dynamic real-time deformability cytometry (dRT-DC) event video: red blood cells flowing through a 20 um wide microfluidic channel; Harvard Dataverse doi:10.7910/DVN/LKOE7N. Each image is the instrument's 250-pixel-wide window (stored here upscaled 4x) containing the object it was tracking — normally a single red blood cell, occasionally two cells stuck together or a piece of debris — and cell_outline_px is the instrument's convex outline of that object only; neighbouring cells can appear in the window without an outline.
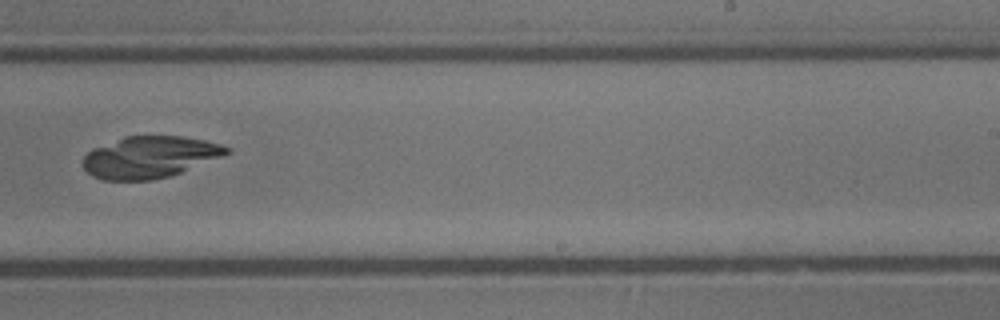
{"species": "common noctule bat (a hibernating species)", "species_latin": "Nyctalus noctula", "temperature_condition": "cold", "stored_images_in_passage": 9, "camera_frame_rate_fps": 3000, "um_per_image_px": 0.085, "animal": {"sex": "male", "body_mass_g": 13.3}, "frame": {"image": 1, "passage_image": 9, "time_ms": 2.667, "image_size_px": [1000, 320], "cell_outline_px": [[232, 152], [180, 172], [168, 176], [152, 180], [104, 180], [92, 176], [84, 168], [84, 156], [92, 148], [124, 136], [180, 136], [204, 140], [220, 144], [232, 148]], "centroid_in_image_um": [12.71, 13.34], "position_along_channel_um": 276.3, "area_um2": 34.68}}